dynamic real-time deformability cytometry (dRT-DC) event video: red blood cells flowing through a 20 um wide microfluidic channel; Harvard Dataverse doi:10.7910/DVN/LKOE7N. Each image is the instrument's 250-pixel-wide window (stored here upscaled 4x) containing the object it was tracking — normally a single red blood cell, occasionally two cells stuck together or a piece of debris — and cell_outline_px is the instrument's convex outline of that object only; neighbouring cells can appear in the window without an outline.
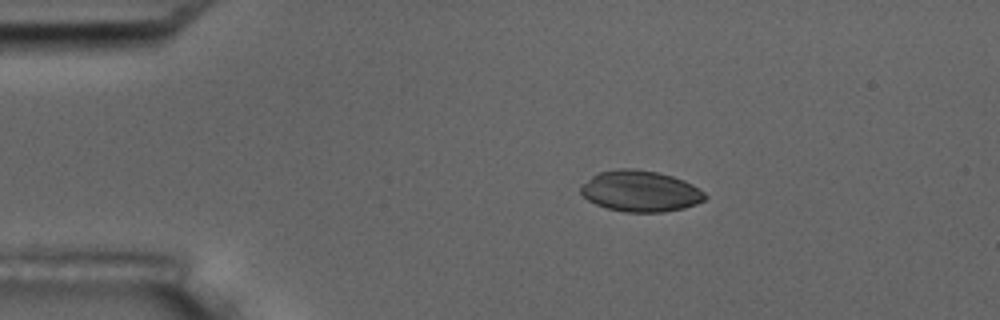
{"species": "common noctule bat (a hibernating species)", "species_latin": "Nyctalus noctula", "temperature_condition": "room temperature", "stored_images_in_passage": 5, "camera_frame_rate_fps": 3000, "um_per_image_px": 0.085, "animal": {"sex": "male", "body_mass_g": 17.5, "forearm_length_mm": 52.3}, "frame": {"image": 1, "passage_image": 2, "time_ms": 1.0, "image_size_px": [1000, 320], "cell_outline_px": [[708, 196], [704, 200], [696, 204], [684, 208], [660, 212], [624, 212], [608, 208], [596, 204], [588, 200], [580, 192], [580, 184], [592, 176], [600, 172], [616, 168], [632, 168], [656, 172], [672, 176], [684, 180], [692, 184], [704, 192]], "centroid_in_image_um": [54.42, 16.24], "position_along_channel_um": 30.6, "area_um2": 29.77}}
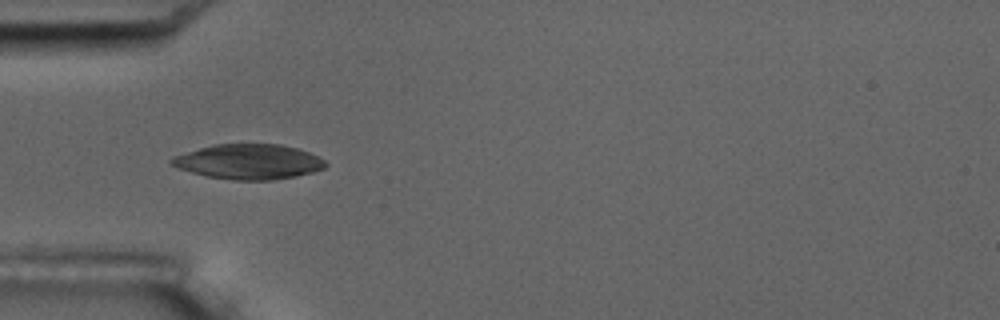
{"frame": {"image": 2, "passage_image": 4, "time_ms": 3.333, "image_size_px": [1000, 320], "cell_outline_px": [[328, 164], [324, 168], [312, 172], [296, 176], [272, 180], [232, 180], [208, 176], [176, 168], [168, 164], [168, 160], [176, 156], [212, 144], [280, 144], [296, 148], [308, 152], [324, 160]], "centroid_in_image_um": [21.12, 13.75], "position_along_channel_um": 63.9, "area_um2": 31.27}}